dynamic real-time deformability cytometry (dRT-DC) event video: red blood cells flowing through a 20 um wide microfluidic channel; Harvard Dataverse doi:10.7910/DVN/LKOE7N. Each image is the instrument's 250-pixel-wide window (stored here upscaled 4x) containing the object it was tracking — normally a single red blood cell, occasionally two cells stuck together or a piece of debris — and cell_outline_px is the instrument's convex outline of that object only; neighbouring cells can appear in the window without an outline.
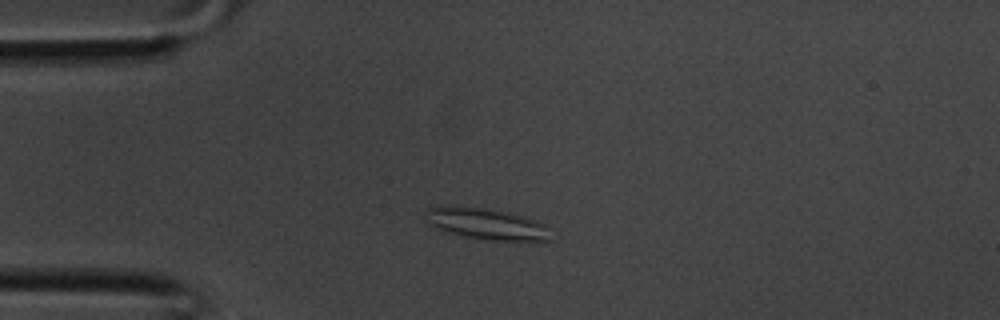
{"species": "common noctule bat (a hibernating species)", "species_latin": "Nyctalus noctula", "temperature_condition": "room temperature", "stored_images_in_passage": 33, "camera_frame_rate_fps": 3000, "um_per_image_px": 0.085, "animal": {"sex": "male", "body_mass_g": 20.1, "forearm_length_mm": 53.5}, "frame": {"image": 1, "passage_image": 6, "time_ms": 1.667, "image_size_px": [1000, 320], "cell_outline_px": [[552, 240], [484, 240], [436, 228], [428, 224], [424, 220], [424, 212], [428, 208], [444, 204], [480, 208], [508, 212], [536, 220], [544, 224]], "centroid_in_image_um": [41.25, 19.0], "position_along_channel_um": 43.7, "area_um2": 22.66}}
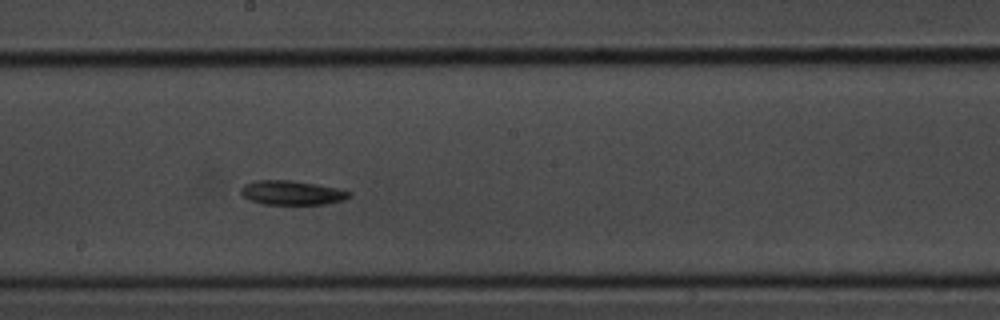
{"frame": {"image": 2, "passage_image": 17, "time_ms": 5.333, "image_size_px": [1000, 320], "cell_outline_px": [[352, 196], [344, 200], [324, 204], [264, 204], [248, 200], [240, 192], [240, 188], [244, 184], [256, 180], [292, 180], [340, 188], [352, 192]], "centroid_in_image_um": [24.83, 16.38], "position_along_channel_um": 223.4, "area_um2": 15.49}}
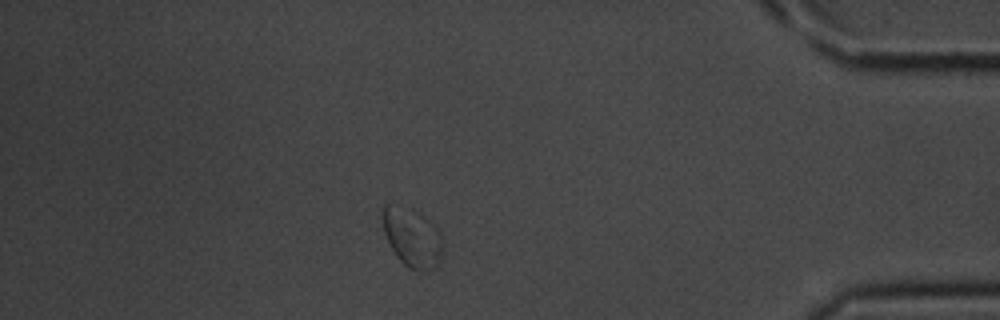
{"frame": {"image": 3, "passage_image": 29, "time_ms": 9.333, "image_size_px": [1000, 320], "cell_outline_px": [[440, 252], [436, 264], [428, 272], [420, 272], [408, 268], [396, 256], [384, 232], [384, 204], [388, 204], [420, 212], [440, 232]], "centroid_in_image_um": [35.02, 20.22], "position_along_channel_um": 400.2, "area_um2": 19.88}}